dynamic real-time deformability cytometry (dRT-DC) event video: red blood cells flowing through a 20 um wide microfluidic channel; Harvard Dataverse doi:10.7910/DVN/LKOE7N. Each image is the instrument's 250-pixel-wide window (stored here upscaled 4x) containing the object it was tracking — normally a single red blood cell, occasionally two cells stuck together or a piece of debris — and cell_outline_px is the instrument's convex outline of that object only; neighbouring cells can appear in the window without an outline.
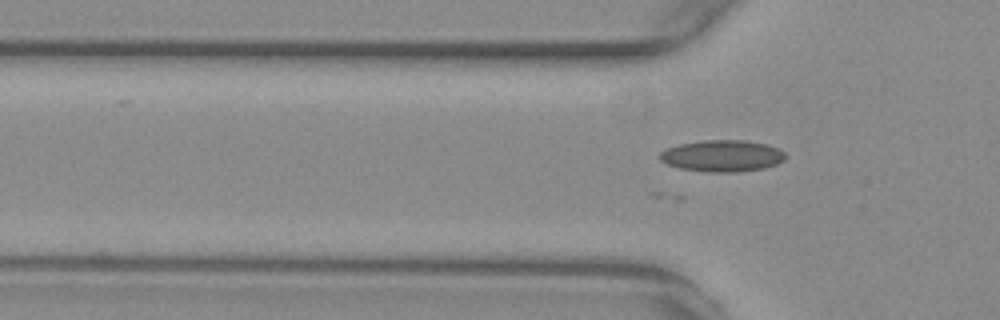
{"species": "common noctule bat (a hibernating species)", "species_latin": "Nyctalus noctula", "temperature_condition": "warm", "stored_images_in_passage": 38, "camera_frame_rate_fps": 3000, "um_per_image_px": 0.085, "animal": {"sex": "female", "body_mass_g": 29.2, "forearm_length_mm": 56.3}, "frame": {"image": 1, "passage_image": 6, "time_ms": 1.667, "image_size_px": [1000, 320], "cell_outline_px": [[784, 160], [776, 164], [764, 168], [736, 172], [704, 172], [680, 168], [668, 164], [660, 160], [660, 152], [668, 148], [680, 144], [704, 140], [744, 140], [768, 144], [784, 152]], "centroid_in_image_um": [61.39, 13.25], "position_along_channel_um": 64.4, "area_um2": 23.0}}
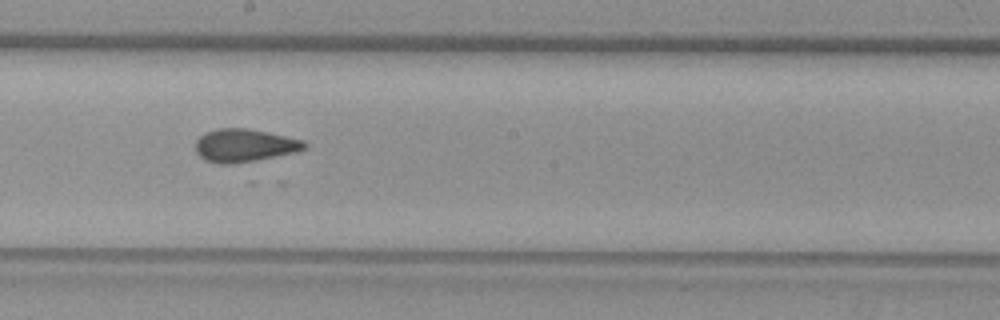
{"frame": {"image": 2, "passage_image": 19, "time_ms": 6.0, "image_size_px": [1000, 320], "cell_outline_px": [[308, 148], [296, 152], [256, 160], [232, 164], [220, 164], [204, 160], [196, 152], [196, 140], [204, 132], [216, 128], [248, 128], [268, 132], [304, 140], [308, 144]], "centroid_in_image_um": [20.78, 12.35], "position_along_channel_um": 227.4, "area_um2": 21.15}}
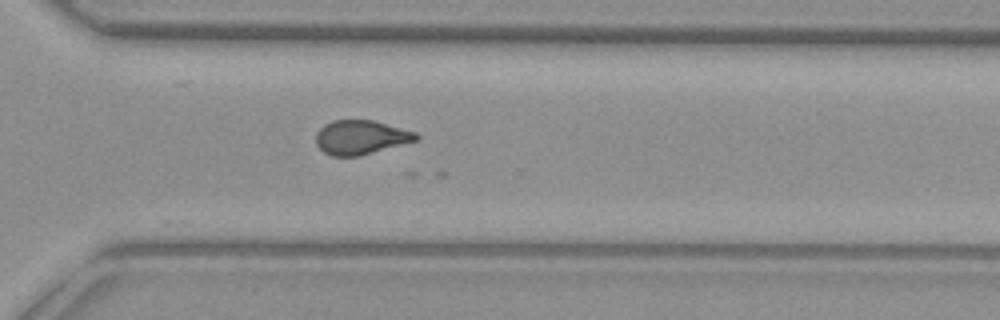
{"frame": {"image": 3, "passage_image": 28, "time_ms": 9.0, "image_size_px": [1000, 320], "cell_outline_px": [[420, 136], [416, 140], [360, 156], [332, 156], [324, 152], [316, 144], [316, 132], [324, 124], [332, 120], [372, 120], [416, 132]], "centroid_in_image_um": [30.64, 11.67], "position_along_channel_um": 340.0, "area_um2": 19.83}, "authors_computed_cell_mechanics": {"area_um2": 20.4901, "velocity_mm_per_s": 3.758, "shape_relaxation_time_tau1_ms": null, "shape_relaxation_time_tau2_ms": 2.0089, "deformation_change_tau1": null, "deformation_change_tau2": 0.0844}}